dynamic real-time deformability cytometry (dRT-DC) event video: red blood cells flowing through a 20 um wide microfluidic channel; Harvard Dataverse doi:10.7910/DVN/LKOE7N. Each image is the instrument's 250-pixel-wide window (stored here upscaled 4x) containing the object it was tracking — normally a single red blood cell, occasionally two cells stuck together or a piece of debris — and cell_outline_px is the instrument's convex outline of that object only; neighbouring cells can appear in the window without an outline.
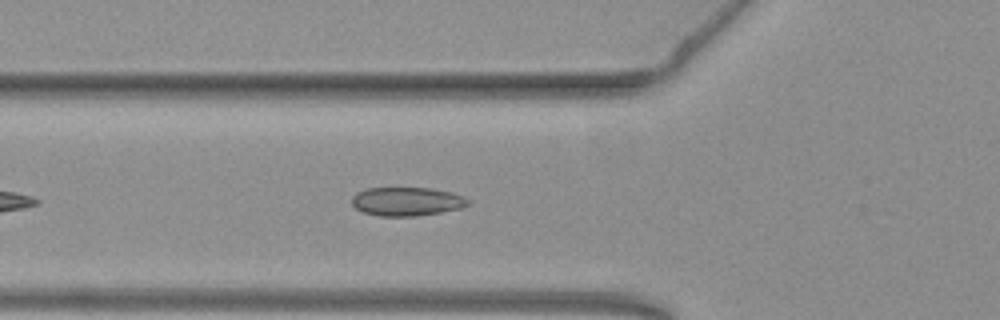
{"species": "common noctule bat (a hibernating species)", "species_latin": "Nyctalus noctula", "temperature_condition": "warm", "stored_images_in_passage": 7, "camera_frame_rate_fps": 3000, "um_per_image_px": 0.085, "animal": {"sex": "female", "body_mass_g": 19.3, "forearm_length_mm": 54.1}, "frame": {"image": 1, "passage_image": 2, "time_ms": 0.333, "image_size_px": [1000, 320], "cell_outline_px": [[468, 204], [464, 208], [416, 216], [380, 216], [364, 212], [356, 208], [352, 204], [352, 196], [356, 192], [368, 188], [432, 188], [452, 192], [464, 196], [468, 200]], "centroid_in_image_um": [34.59, 17.12], "position_along_channel_um": 91.2, "area_um2": 19.48}}